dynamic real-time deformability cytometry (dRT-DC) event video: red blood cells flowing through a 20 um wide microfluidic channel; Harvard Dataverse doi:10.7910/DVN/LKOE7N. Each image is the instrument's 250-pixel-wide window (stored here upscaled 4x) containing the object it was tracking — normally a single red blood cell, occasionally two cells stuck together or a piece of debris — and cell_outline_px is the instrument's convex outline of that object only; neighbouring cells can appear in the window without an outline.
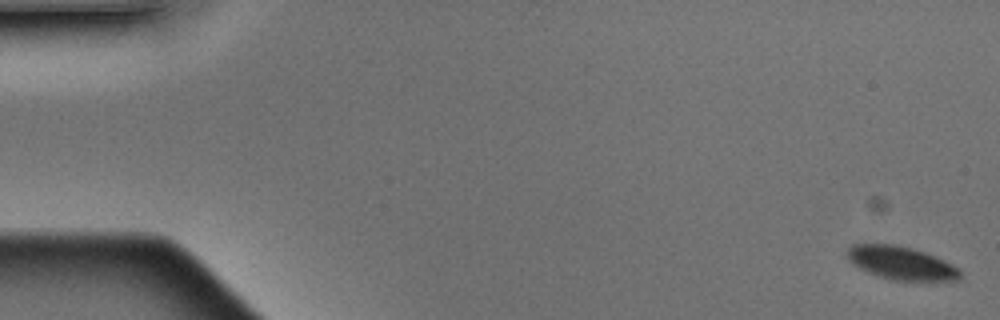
{"species": "Egyptian fruit bat (a non-hibernating species)", "species_latin": "Rousettus aegyptiacus", "temperature_condition": "warm", "stored_images_in_passage": 5, "camera_frame_rate_fps": 3000, "um_per_image_px": 0.085, "animal": {"sex": "male"}, "frame": {"image": 1, "passage_image": 1, "time_ms": 0.0, "image_size_px": [1000, 320], "cell_outline_px": [[960, 280], [892, 280], [868, 272], [852, 264], [848, 260], [848, 248], [852, 244], [896, 244], [912, 248], [936, 256], [956, 268], [960, 272]], "centroid_in_image_um": [76.56, 22.34], "position_along_channel_um": 8.4, "area_um2": 21.5}}